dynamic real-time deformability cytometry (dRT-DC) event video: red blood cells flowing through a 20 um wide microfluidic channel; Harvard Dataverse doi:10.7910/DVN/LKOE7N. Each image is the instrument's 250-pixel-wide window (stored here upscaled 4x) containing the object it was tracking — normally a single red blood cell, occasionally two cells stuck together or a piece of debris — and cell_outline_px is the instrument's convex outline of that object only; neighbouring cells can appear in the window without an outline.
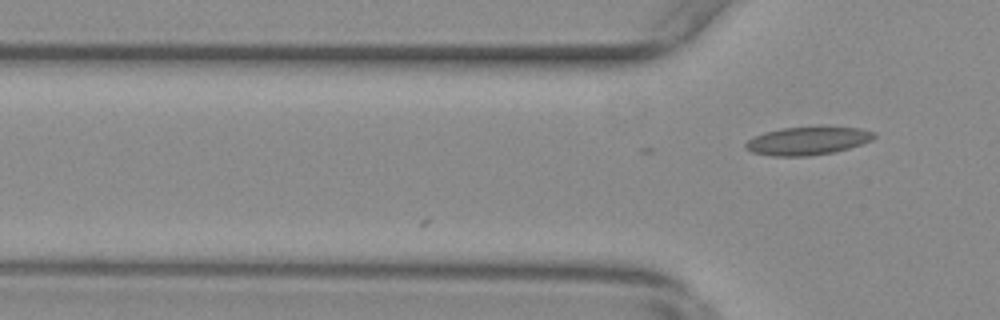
{"species": "common noctule bat (a hibernating species)", "species_latin": "Nyctalus noctula", "temperature_condition": "warm", "stored_images_in_passage": 3, "camera_frame_rate_fps": 3000, "um_per_image_px": 0.085, "animal": {"sex": "female", "body_mass_g": 29.2, "forearm_length_mm": 56.3}, "frame": {"image": 1, "passage_image": 3, "time_ms": 0.667, "image_size_px": [1000, 320], "cell_outline_px": [[876, 136], [872, 140], [848, 148], [832, 152], [808, 156], [772, 156], [752, 152], [744, 148], [744, 144], [748, 140], [764, 132], [780, 128], [860, 128], [876, 132]], "centroid_in_image_um": [68.61, 11.99], "position_along_channel_um": 57.2, "area_um2": 20.63}}